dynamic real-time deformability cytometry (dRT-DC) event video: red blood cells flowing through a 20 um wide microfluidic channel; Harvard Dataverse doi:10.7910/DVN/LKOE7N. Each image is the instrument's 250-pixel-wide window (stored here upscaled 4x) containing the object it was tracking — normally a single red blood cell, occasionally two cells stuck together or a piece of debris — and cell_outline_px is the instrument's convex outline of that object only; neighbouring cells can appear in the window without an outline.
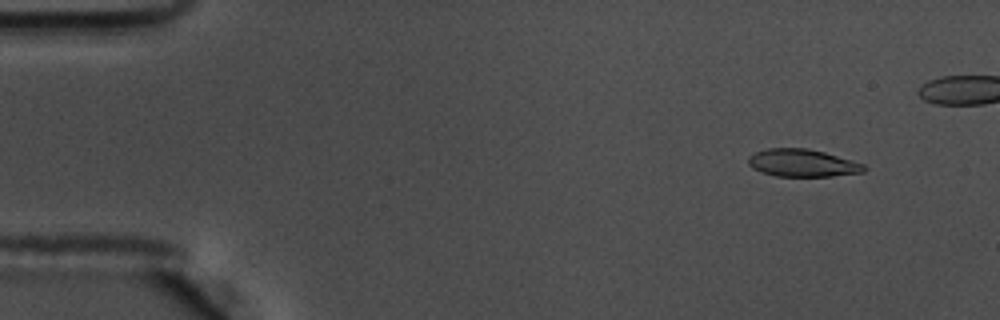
{"species": "common noctule bat (a hibernating species)", "species_latin": "Nyctalus noctula", "temperature_condition": "warm", "stored_images_in_passage": 18, "camera_frame_rate_fps": 3000, "um_per_image_px": 0.085, "animal": {"sex": "male", "body_mass_g": 17.5, "forearm_length_mm": 52.3}, "frame": {"image": 1, "passage_image": 6, "time_ms": 1.667, "image_size_px": [1000, 320], "cell_outline_px": [[868, 168], [864, 172], [832, 176], [776, 176], [752, 168], [748, 164], [748, 156], [756, 152], [768, 148], [808, 148], [824, 152], [852, 160], [864, 164]], "centroid_in_image_um": [68.23, 13.85], "position_along_channel_um": 16.8, "area_um2": 18.55}}